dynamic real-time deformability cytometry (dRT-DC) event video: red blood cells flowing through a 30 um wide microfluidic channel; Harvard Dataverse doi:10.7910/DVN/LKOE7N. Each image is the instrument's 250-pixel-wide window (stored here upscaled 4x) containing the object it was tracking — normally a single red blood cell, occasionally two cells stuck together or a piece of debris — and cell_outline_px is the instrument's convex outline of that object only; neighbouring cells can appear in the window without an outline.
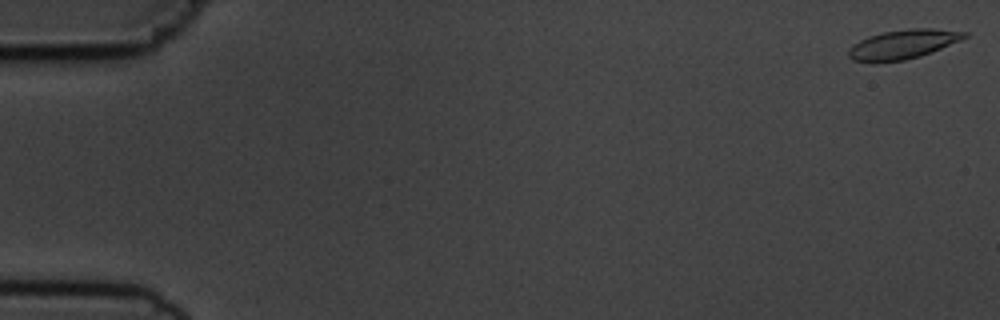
{"species": "common noctule bat (a hibernating species)", "species_latin": "Nyctalus noctula", "temperature_condition": "cold", "stored_images_in_passage": 6, "camera_frame_rate_fps": 3000, "um_per_image_px": 0.085, "animal": {"sex": "male", "body_mass_g": 19.5, "forearm_length_mm": 54.6}, "frame": {"image": 1, "passage_image": 1, "time_ms": 0.0, "image_size_px": [1000, 320], "cell_outline_px": [[968, 36], [960, 40], [932, 52], [920, 56], [904, 60], [852, 60], [848, 56], [848, 52], [852, 44], [868, 36], [884, 32], [912, 28], [932, 28], [968, 32]], "centroid_in_image_um": [76.79, 3.73], "position_along_channel_um": 8.2, "area_um2": 19.25}}